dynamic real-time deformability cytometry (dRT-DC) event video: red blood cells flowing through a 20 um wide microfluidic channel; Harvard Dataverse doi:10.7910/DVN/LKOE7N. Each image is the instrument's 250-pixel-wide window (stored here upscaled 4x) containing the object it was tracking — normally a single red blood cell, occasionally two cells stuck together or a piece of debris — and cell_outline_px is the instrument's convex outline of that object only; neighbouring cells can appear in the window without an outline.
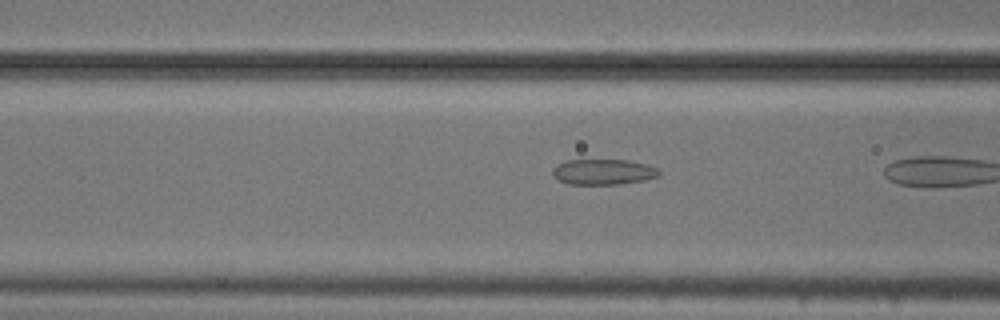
{"species": "common noctule bat (a hibernating species)", "species_latin": "Nyctalus noctula", "temperature_condition": "cold", "stored_images_in_passage": 21, "camera_frame_rate_fps": 3000, "um_per_image_px": 0.085, "animal": {"sex": "male", "body_mass_g": 20.5, "forearm_length_mm": 52.5}, "frame": {"image": 1, "passage_image": 18, "time_ms": 5.667, "image_size_px": [1000, 320], "cell_outline_px": [[660, 176], [644, 180], [620, 184], [568, 184], [552, 176], [552, 168], [556, 164], [568, 160], [628, 160], [648, 164], [656, 168], [660, 172]], "centroid_in_image_um": [51.27, 14.61], "position_along_channel_um": 115.3, "area_um2": 15.95}}